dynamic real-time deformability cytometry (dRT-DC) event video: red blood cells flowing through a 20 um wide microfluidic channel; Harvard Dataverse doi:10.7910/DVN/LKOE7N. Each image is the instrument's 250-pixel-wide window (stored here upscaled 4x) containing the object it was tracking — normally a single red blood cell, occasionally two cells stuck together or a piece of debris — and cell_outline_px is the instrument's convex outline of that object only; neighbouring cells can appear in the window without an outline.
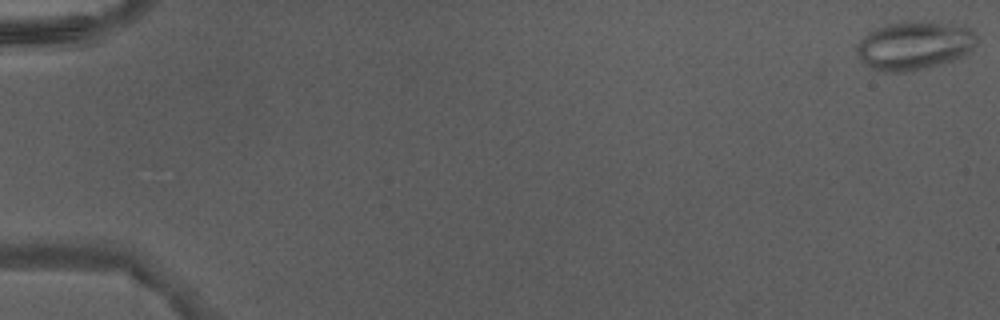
{"species": "Egyptian fruit bat (a non-hibernating species)", "species_latin": "Rousettus aegyptiacus", "temperature_condition": "warm", "stored_images_in_passage": 12, "camera_frame_rate_fps": 3000, "um_per_image_px": 0.085, "animal": {"sex": "male"}, "frame": {"image": 1, "passage_image": 1, "time_ms": 0.0, "image_size_px": [1000, 320], "cell_outline_px": [[976, 44], [968, 52], [952, 60], [904, 72], [884, 72], [872, 68], [864, 64], [856, 52], [856, 44], [872, 28], [884, 24], [904, 20], [932, 20], [972, 28], [976, 36]], "centroid_in_image_um": [77.67, 3.81], "position_along_channel_um": 7.3, "area_um2": 34.28}}